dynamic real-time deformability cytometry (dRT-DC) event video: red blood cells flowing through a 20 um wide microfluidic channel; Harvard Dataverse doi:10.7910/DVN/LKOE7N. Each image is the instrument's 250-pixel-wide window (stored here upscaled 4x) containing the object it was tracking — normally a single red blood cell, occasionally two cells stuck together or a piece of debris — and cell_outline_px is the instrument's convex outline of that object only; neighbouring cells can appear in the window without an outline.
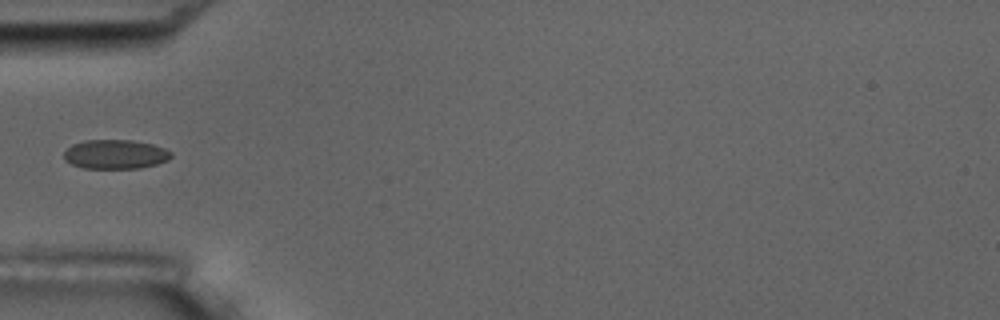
{"species": "common noctule bat (a hibernating species)", "species_latin": "Nyctalus noctula", "temperature_condition": "room temperature", "stored_images_in_passage": 15, "camera_frame_rate_fps": 3000, "um_per_image_px": 0.085, "animal": {"sex": "male", "body_mass_g": 17.5, "forearm_length_mm": 52.3}, "frame": {"image": 1, "passage_image": 5, "time_ms": 5.667, "image_size_px": [1000, 320], "cell_outline_px": [[172, 156], [168, 160], [156, 164], [140, 168], [84, 168], [72, 164], [64, 160], [64, 152], [72, 144], [84, 140], [132, 140], [152, 144], [164, 148], [172, 152]], "centroid_in_image_um": [9.8, 13.11], "position_along_channel_um": 75.2, "area_um2": 18.26}}
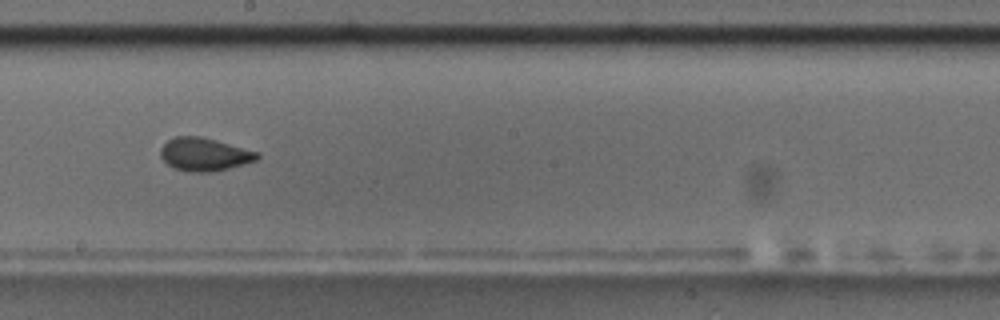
{"frame": {"image": 2, "passage_image": 9, "time_ms": 10.0, "image_size_px": [1000, 320], "cell_outline_px": [[260, 156], [256, 160], [244, 164], [228, 168], [208, 172], [188, 172], [176, 168], [168, 164], [160, 156], [160, 148], [168, 140], [176, 136], [200, 136], [216, 140], [260, 152]], "centroid_in_image_um": [17.38, 13.11], "position_along_channel_um": 230.8, "area_um2": 18.55}, "authors_computed_cell_mechanics": {"area_um2": 18.2648, "velocity_mm_per_s": 3.5998, "shape_relaxation_time_tau1_ms": 9.1888, "shape_relaxation_time_tau2_ms": 1.693, "deformation_change_tau1": 0.1475, "deformation_change_tau2": 0.0567}}